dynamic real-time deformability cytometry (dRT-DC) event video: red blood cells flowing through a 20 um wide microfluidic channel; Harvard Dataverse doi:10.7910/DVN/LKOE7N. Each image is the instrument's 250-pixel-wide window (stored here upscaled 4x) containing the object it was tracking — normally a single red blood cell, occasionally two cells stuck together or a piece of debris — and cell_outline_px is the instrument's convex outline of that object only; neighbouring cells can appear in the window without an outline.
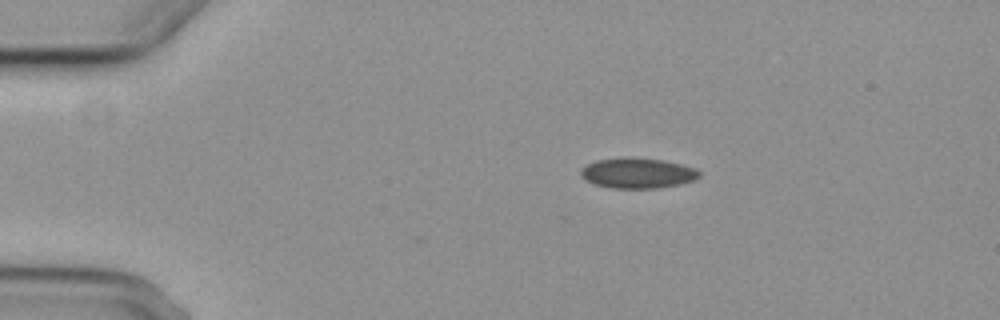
{"species": "common noctule bat (a hibernating species)", "species_latin": "Nyctalus noctula", "temperature_condition": "cold", "stored_images_in_passage": 2, "camera_frame_rate_fps": 3000, "um_per_image_px": 0.085, "animal": {"sex": "female", "body_mass_g": 29.2, "forearm_length_mm": 56.3}, "frame": {"image": 1, "passage_image": 2, "time_ms": 1.333, "image_size_px": [1000, 320], "cell_outline_px": [[700, 176], [696, 180], [680, 184], [656, 188], [612, 188], [592, 184], [584, 180], [580, 176], [580, 168], [596, 160], [624, 156], [632, 156], [664, 160], [696, 168], [700, 172]], "centroid_in_image_um": [54.16, 14.7], "position_along_channel_um": 30.8, "area_um2": 21.44}}